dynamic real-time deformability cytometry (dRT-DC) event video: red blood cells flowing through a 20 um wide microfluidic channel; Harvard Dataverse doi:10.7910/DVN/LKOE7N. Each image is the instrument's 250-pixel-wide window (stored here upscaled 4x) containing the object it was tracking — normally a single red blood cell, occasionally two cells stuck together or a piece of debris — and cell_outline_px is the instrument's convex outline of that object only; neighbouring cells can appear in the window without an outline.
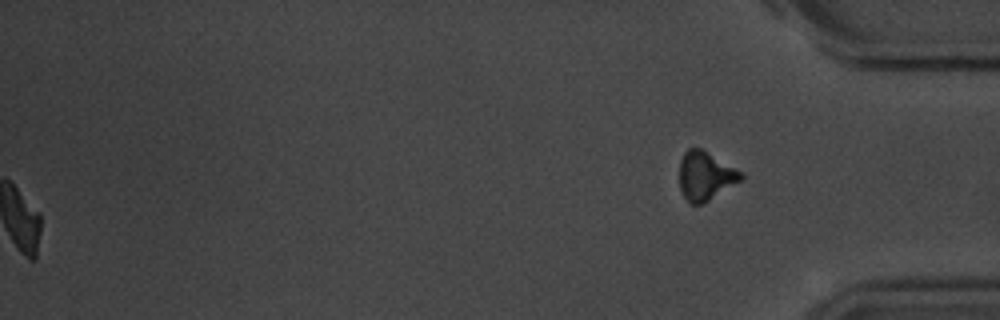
{"species": "common noctule bat (a hibernating species)", "species_latin": "Nyctalus noctula", "temperature_condition": "room temperature", "stored_images_in_passage": 47, "segment_of_instrument_passage": [2, 2], "camera_frame_rate_fps": 3000, "um_per_image_px": 0.085, "animal": {"sex": "male", "body_mass_g": 20.1, "forearm_length_mm": 53.5}, "frame": {"image": 1, "passage_image": 47, "time_ms": 15.333, "image_size_px": [1000, 320], "cell_outline_px": [[744, 176], [740, 180], [704, 204], [692, 204], [684, 196], [680, 188], [680, 160], [684, 152], [688, 148], [700, 148], [744, 172]], "centroid_in_image_um": [59.96, 14.94], "position_along_channel_um": 375.2, "area_um2": 17.34}}